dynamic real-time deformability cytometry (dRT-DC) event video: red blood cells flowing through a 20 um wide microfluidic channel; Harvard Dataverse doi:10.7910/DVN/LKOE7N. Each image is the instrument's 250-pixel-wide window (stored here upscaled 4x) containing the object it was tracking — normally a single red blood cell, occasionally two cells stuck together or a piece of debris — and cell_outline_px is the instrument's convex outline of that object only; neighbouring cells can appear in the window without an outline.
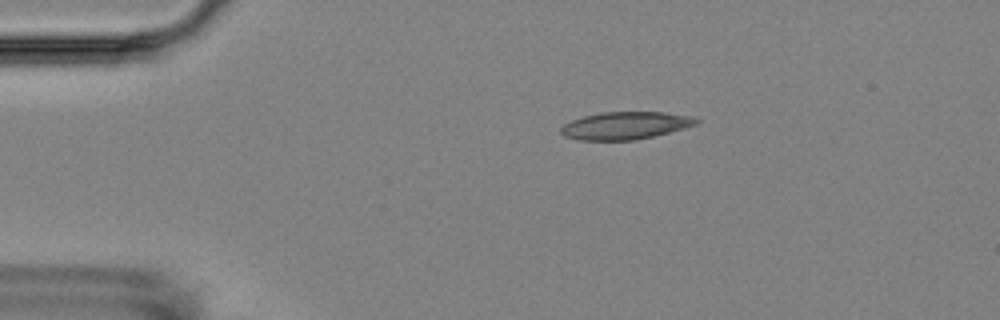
{"species": "Egyptian fruit bat (a non-hibernating species)", "species_latin": "Rousettus aegyptiacus", "temperature_condition": "room temperature", "stored_images_in_passage": 5, "camera_frame_rate_fps": 3000, "um_per_image_px": 0.085, "animal": {"sex": "female"}, "frame": {"image": 1, "passage_image": 4, "time_ms": 3.333, "image_size_px": [1000, 320], "cell_outline_px": [[700, 120], [696, 124], [684, 128], [652, 136], [632, 140], [576, 140], [564, 136], [560, 132], [560, 128], [564, 124], [572, 120], [584, 116], [600, 112], [664, 112], [692, 116]], "centroid_in_image_um": [53.12, 10.67], "position_along_channel_um": 31.9, "area_um2": 21.62}}